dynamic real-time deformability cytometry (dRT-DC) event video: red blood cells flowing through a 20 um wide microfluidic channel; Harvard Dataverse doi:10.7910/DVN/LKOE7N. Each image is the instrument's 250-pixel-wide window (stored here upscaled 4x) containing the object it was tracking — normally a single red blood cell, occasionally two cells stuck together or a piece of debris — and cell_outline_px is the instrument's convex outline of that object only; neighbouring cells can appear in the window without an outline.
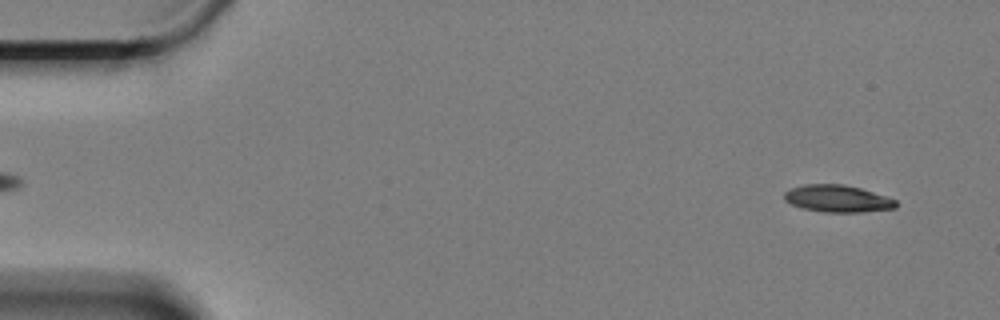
{"species": "Egyptian fruit bat (a non-hibernating species)", "species_latin": "Rousettus aegyptiacus", "temperature_condition": "cold", "stored_images_in_passage": 60, "camera_frame_rate_fps": 3000, "um_per_image_px": 0.085, "animal": {"sex": "female"}, "frame": {"image": 1, "passage_image": 4, "time_ms": 1.0, "image_size_px": [1000, 320], "cell_outline_px": [[896, 208], [860, 212], [824, 212], [804, 208], [792, 204], [784, 200], [784, 192], [792, 188], [804, 184], [844, 184], [860, 188], [896, 200]], "centroid_in_image_um": [71.17, 16.88], "position_along_channel_um": 13.8, "area_um2": 17.4}}
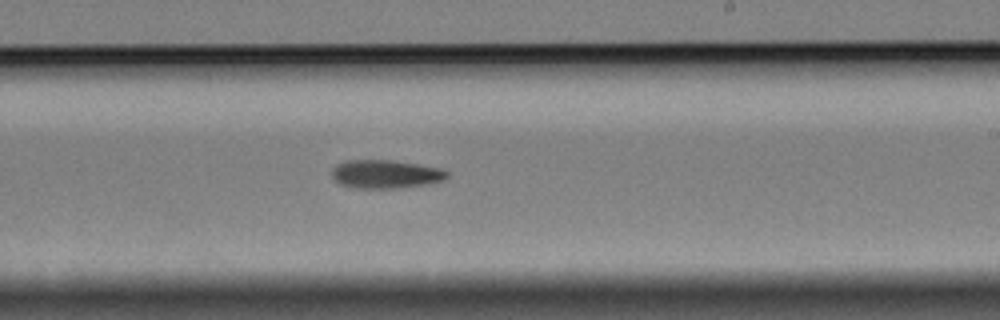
{"frame": {"image": 2, "passage_image": 36, "time_ms": 11.667, "image_size_px": [1000, 320], "cell_outline_px": [[448, 176], [444, 180], [428, 184], [400, 188], [356, 188], [340, 184], [332, 176], [332, 168], [336, 164], [344, 160], [392, 160], [444, 168], [448, 172]], "centroid_in_image_um": [32.8, 14.79], "position_along_channel_um": 256.2, "area_um2": 19.31}}
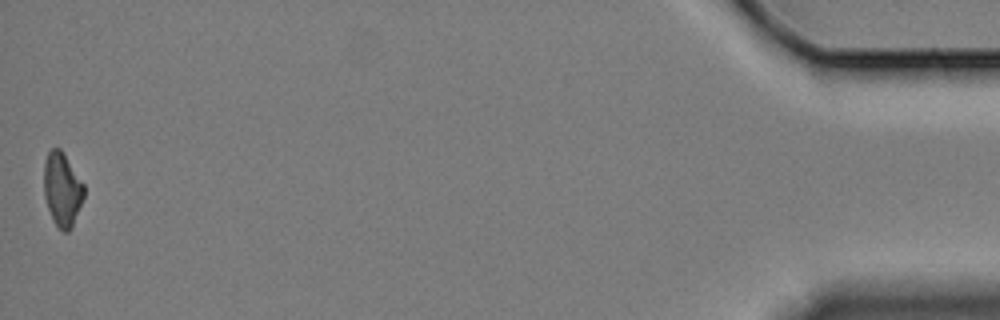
{"frame": {"image": 3, "passage_image": 60, "time_ms": 19.667, "image_size_px": [1000, 320], "cell_outline_px": [[84, 196], [72, 228], [68, 232], [64, 232], [56, 224], [48, 208], [44, 196], [44, 164], [48, 152], [52, 148], [60, 148], [84, 184]], "centroid_in_image_um": [5.29, 16.1], "position_along_channel_um": 429.9, "area_um2": 16.99}, "authors_computed_cell_mechanics": {"area_um2": 18.2648, "velocity_mm_per_s": 3.3044, "shape_relaxation_time_tau1_ms": 5.4568, "shape_relaxation_time_tau2_ms": null, "deformation_change_tau1": 0.127, "deformation_change_tau2": null}}